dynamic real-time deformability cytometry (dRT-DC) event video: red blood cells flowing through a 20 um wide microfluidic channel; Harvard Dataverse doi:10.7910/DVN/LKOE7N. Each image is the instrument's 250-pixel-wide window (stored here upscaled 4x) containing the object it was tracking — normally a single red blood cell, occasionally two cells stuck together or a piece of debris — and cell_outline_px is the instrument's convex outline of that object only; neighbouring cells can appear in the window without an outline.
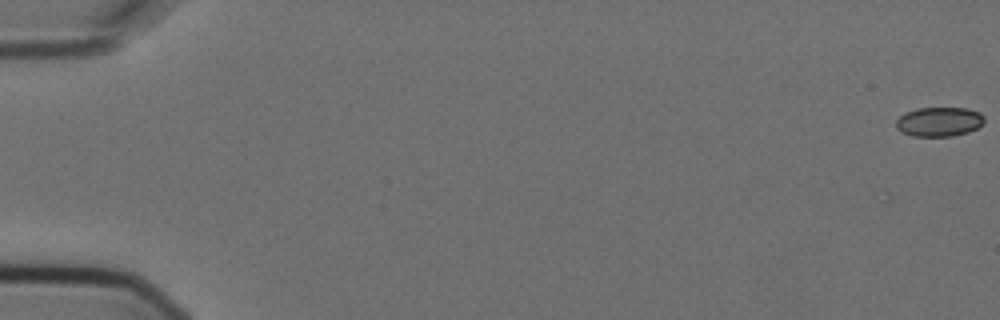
{"species": "Egyptian fruit bat (a non-hibernating species)", "species_latin": "Rousettus aegyptiacus", "temperature_condition": "cold", "stored_images_in_passage": 13, "camera_frame_rate_fps": 3000, "um_per_image_px": 0.085, "animal": {"sex": "female"}, "frame": {"image": 1, "passage_image": 1, "time_ms": 0.0, "image_size_px": [1000, 320], "cell_outline_px": [[984, 124], [968, 132], [952, 136], [912, 136], [896, 128], [896, 120], [904, 112], [916, 108], [968, 108], [980, 112], [984, 116]], "centroid_in_image_um": [79.84, 10.33], "position_along_channel_um": 5.2, "area_um2": 15.2}}
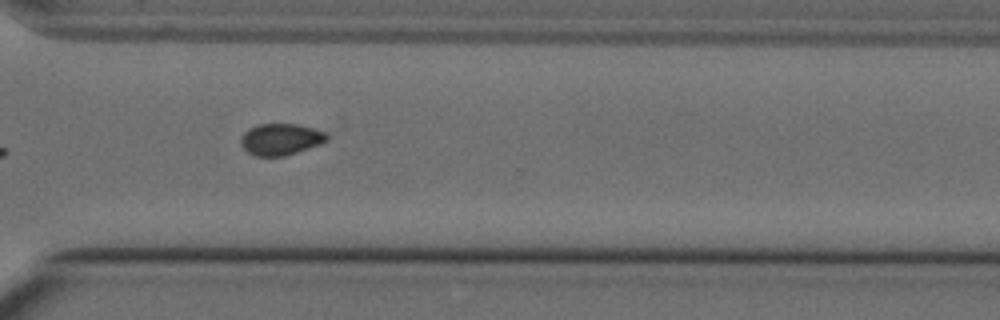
{"frame": {"image": 2, "passage_image": 12, "time_ms": 3.667, "image_size_px": [1000, 320], "cell_outline_px": [[328, 140], [320, 144], [284, 156], [252, 156], [240, 144], [240, 136], [248, 128], [256, 124], [296, 124], [328, 132]], "centroid_in_image_um": [23.83, 11.83], "position_along_channel_um": 346.8, "area_um2": 15.95}}
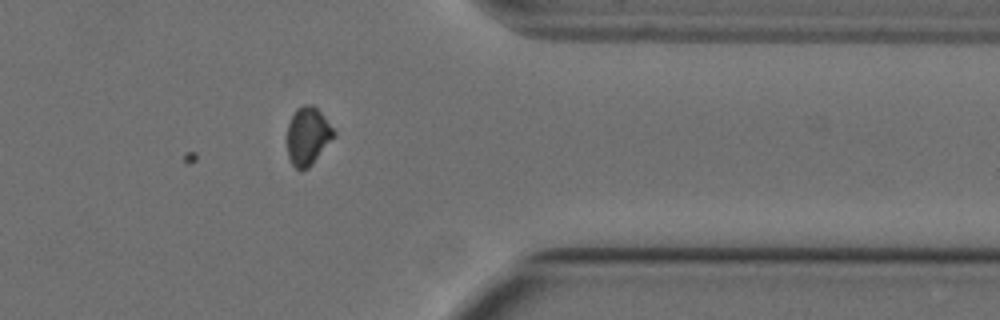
{"frame": {"image": 3, "passage_image": 13, "time_ms": 4.0, "image_size_px": [1000, 320], "cell_outline_px": [[336, 136], [312, 164], [308, 168], [296, 168], [292, 164], [288, 156], [288, 124], [296, 108], [304, 104], [312, 104], [320, 112], [336, 132]], "centroid_in_image_um": [26.18, 11.55], "position_along_channel_um": 385.2, "area_um2": 15.61}}